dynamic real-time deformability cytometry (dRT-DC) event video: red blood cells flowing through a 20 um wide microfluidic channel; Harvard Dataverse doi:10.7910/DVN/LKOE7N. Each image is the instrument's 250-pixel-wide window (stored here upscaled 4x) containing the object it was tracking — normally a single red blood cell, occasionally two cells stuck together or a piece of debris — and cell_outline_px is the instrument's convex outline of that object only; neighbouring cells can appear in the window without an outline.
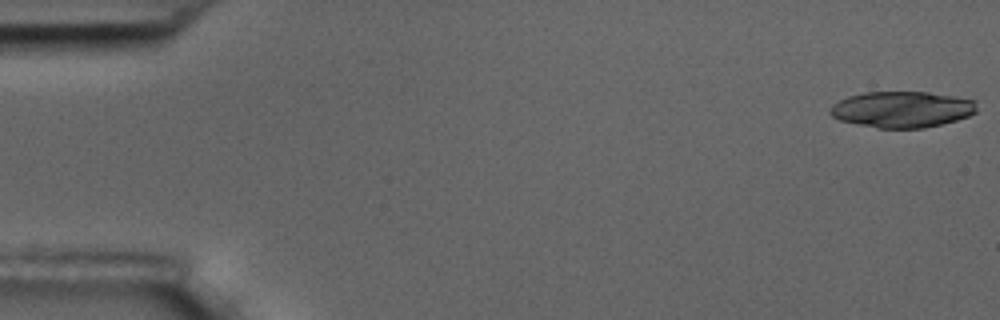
{"species": "common noctule bat (a hibernating species)", "species_latin": "Nyctalus noctula", "temperature_condition": "room temperature", "stored_images_in_passage": 28, "camera_frame_rate_fps": 3000, "um_per_image_px": 0.085, "animal": {"sex": "male", "body_mass_g": 17.5, "forearm_length_mm": 52.3}, "frame": {"image": 1, "passage_image": 1, "time_ms": 0.0, "image_size_px": [1000, 320], "cell_outline_px": [[976, 112], [968, 116], [956, 120], [924, 128], [876, 128], [856, 124], [840, 120], [832, 116], [828, 112], [828, 108], [832, 104], [848, 96], [864, 92], [928, 92], [976, 100]], "centroid_in_image_um": [76.63, 9.3], "position_along_channel_um": 8.4, "area_um2": 30.98}}